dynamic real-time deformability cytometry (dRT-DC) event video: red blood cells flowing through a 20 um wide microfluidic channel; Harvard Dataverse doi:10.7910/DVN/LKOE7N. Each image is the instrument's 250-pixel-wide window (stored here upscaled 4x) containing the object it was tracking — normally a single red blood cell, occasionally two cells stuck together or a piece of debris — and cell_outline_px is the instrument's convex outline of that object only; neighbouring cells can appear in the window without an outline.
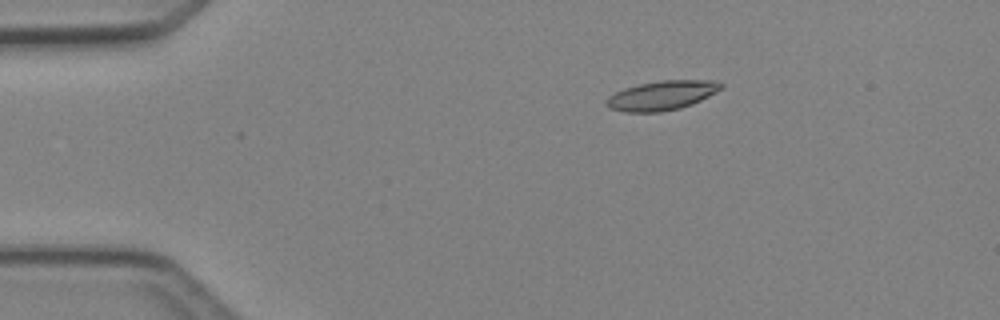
{"species": "Egyptian fruit bat (a non-hibernating species)", "species_latin": "Rousettus aegyptiacus", "temperature_condition": "cold", "stored_images_in_passage": 6, "camera_frame_rate_fps": 3000, "um_per_image_px": 0.085, "animal": {"sex": "female"}, "frame": {"image": 1, "passage_image": 3, "time_ms": 2.333, "image_size_px": [1000, 320], "cell_outline_px": [[724, 84], [716, 92], [692, 104], [680, 108], [660, 112], [624, 112], [608, 108], [604, 104], [608, 96], [624, 88], [640, 84], [660, 80], [716, 80]], "centroid_in_image_um": [56.23, 8.11], "position_along_channel_um": 28.8, "area_um2": 19.65}}
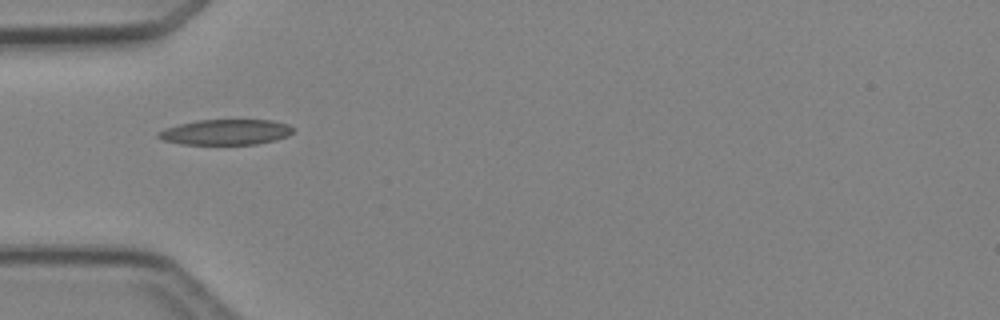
{"frame": {"image": 2, "passage_image": 5, "time_ms": 4.667, "image_size_px": [1000, 320], "cell_outline_px": [[296, 128], [288, 136], [276, 140], [256, 144], [180, 144], [160, 140], [156, 136], [156, 132], [164, 128], [196, 120], [272, 120], [288, 124]], "centroid_in_image_um": [19.17, 11.23], "position_along_channel_um": 65.8, "area_um2": 20.23}}
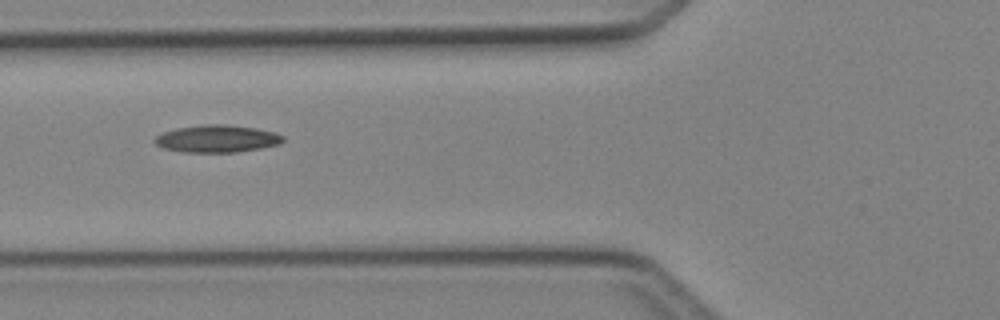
{"frame": {"image": 3, "passage_image": 6, "time_ms": 5.667, "image_size_px": [1000, 320], "cell_outline_px": [[284, 140], [280, 144], [260, 148], [236, 152], [184, 152], [160, 148], [152, 140], [156, 136], [164, 132], [176, 128], [204, 124], [224, 124], [256, 128], [276, 132], [284, 136]], "centroid_in_image_um": [18.43, 11.79], "position_along_channel_um": 107.4, "area_um2": 20.58}}